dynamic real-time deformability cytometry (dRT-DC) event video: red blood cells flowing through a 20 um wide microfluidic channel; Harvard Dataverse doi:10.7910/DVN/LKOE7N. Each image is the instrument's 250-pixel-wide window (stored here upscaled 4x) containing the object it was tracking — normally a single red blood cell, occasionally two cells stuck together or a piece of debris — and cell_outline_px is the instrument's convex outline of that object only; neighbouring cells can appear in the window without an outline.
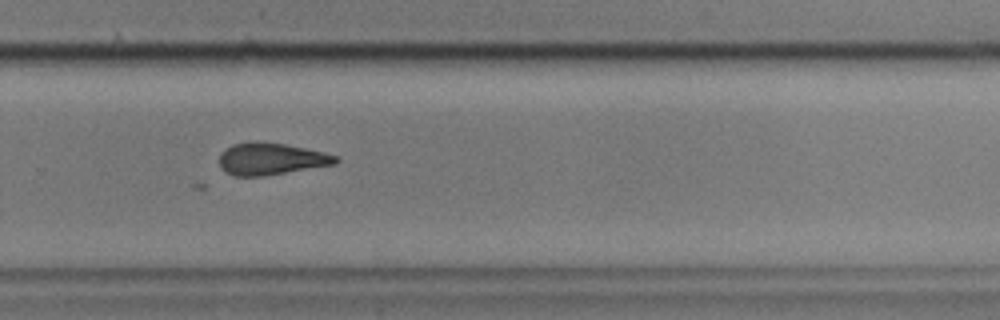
{"species": "common noctule bat (a hibernating species)", "species_latin": "Nyctalus noctula", "temperature_condition": "cold", "stored_images_in_passage": 50, "camera_frame_rate_fps": 3000, "um_per_image_px": 0.085, "animal": {"sex": "male", "body_mass_g": 17.9, "forearm_length_mm": 54.2}, "frame": {"image": 1, "passage_image": 37, "time_ms": 12.0, "image_size_px": [1000, 320], "cell_outline_px": [[340, 160], [336, 164], [264, 176], [236, 176], [224, 172], [220, 168], [220, 152], [224, 148], [232, 144], [248, 140], [256, 140], [284, 144], [324, 152], [336, 156]], "centroid_in_image_um": [22.98, 13.49], "position_along_channel_um": 306.8, "area_um2": 22.02}}